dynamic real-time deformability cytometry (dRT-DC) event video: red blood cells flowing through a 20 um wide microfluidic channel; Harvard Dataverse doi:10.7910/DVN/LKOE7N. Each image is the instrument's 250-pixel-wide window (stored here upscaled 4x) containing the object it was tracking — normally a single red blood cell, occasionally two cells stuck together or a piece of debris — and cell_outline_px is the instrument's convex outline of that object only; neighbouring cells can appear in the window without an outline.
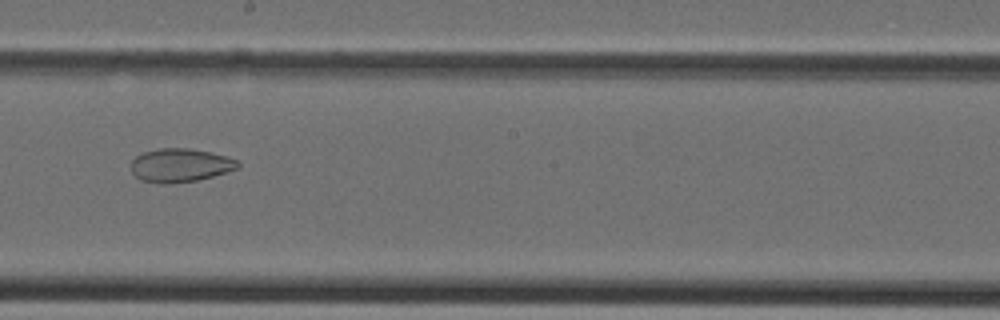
{"species": "Egyptian fruit bat (a non-hibernating species)", "species_latin": "Rousettus aegyptiacus", "temperature_condition": "cold", "stored_images_in_passage": 31, "camera_frame_rate_fps": 3000, "um_per_image_px": 0.085, "animal": {"sex": "female"}, "frame": {"image": 1, "passage_image": 14, "time_ms": 4.333, "image_size_px": [1000, 320], "cell_outline_px": [[240, 168], [212, 176], [196, 180], [168, 184], [164, 184], [140, 180], [132, 172], [132, 160], [136, 156], [144, 152], [160, 148], [188, 148], [212, 152], [228, 156], [236, 160], [240, 164]], "centroid_in_image_um": [15.34, 14.04], "position_along_channel_um": 232.9, "area_um2": 20.87}}
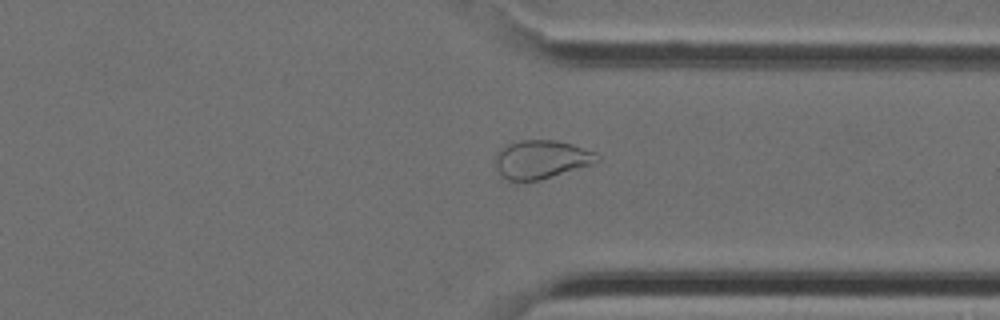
{"frame": {"image": 2, "passage_image": 22, "time_ms": 7.0, "image_size_px": [1000, 320], "cell_outline_px": [[600, 160], [592, 164], [540, 180], [508, 184], [500, 176], [496, 168], [496, 156], [508, 144], [520, 140], [556, 140], [572, 144], [596, 152], [600, 156]], "centroid_in_image_um": [45.99, 13.59], "position_along_channel_um": 365.4, "area_um2": 23.18}}